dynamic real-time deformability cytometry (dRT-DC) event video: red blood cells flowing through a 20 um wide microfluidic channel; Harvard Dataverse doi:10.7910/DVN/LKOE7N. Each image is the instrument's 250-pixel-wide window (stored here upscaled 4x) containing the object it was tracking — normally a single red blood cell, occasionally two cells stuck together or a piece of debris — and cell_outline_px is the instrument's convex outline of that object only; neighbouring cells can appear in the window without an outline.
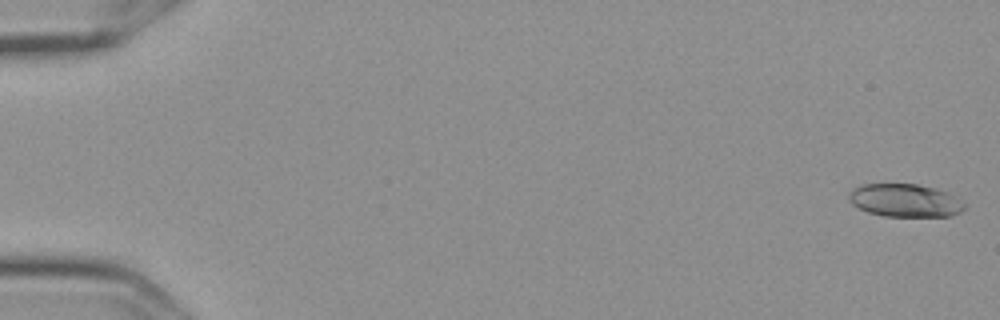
{"species": "Egyptian fruit bat (a non-hibernating species)", "species_latin": "Rousettus aegyptiacus", "temperature_condition": "cold", "stored_images_in_passage": 57, "camera_frame_rate_fps": 3000, "um_per_image_px": 0.085, "frame": {"image": 1, "passage_image": 1, "time_ms": 0.0, "image_size_px": [1000, 320], "cell_outline_px": [[964, 208], [960, 212], [948, 216], [884, 216], [868, 212], [852, 204], [848, 200], [848, 196], [856, 188], [864, 184], [916, 184], [936, 188], [948, 192], [964, 204]], "centroid_in_image_um": [76.92, 17.04], "position_along_channel_um": 8.1, "area_um2": 21.91}}
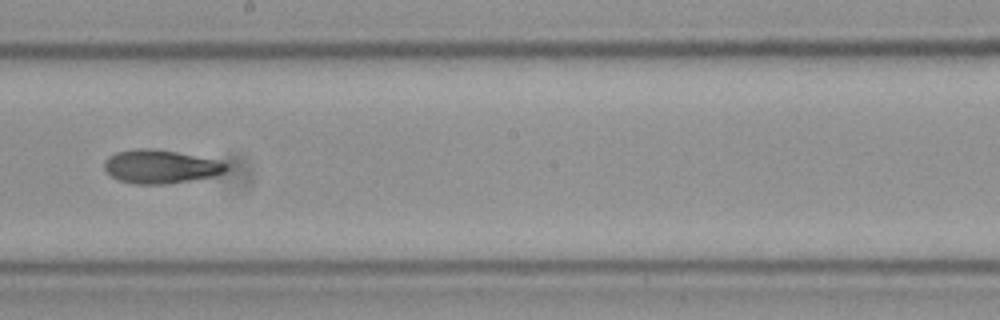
{"frame": {"image": 2, "passage_image": 33, "time_ms": 10.667, "image_size_px": [1000, 320], "cell_outline_px": [[228, 168], [224, 172], [212, 176], [168, 184], [136, 184], [120, 180], [112, 176], [104, 168], [104, 160], [108, 156], [116, 152], [136, 148], [156, 148], [176, 152], [212, 160], [228, 164]], "centroid_in_image_um": [13.58, 14.15], "position_along_channel_um": 234.6, "area_um2": 23.52}}
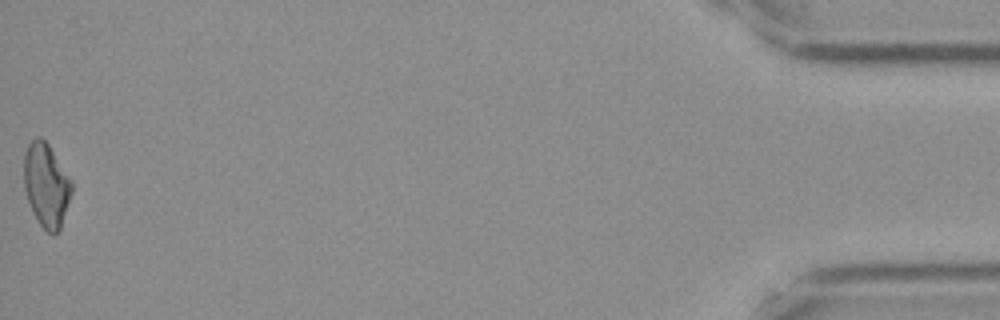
{"frame": {"image": 3, "passage_image": 57, "time_ms": 18.667, "image_size_px": [1000, 320], "cell_outline_px": [[72, 192], [60, 228], [52, 236], [40, 224], [32, 212], [24, 188], [24, 152], [28, 144], [36, 136], [40, 136], [48, 144], [72, 184]], "centroid_in_image_um": [3.9, 15.73], "position_along_channel_um": 431.3, "area_um2": 22.89}, "authors_computed_cell_mechanics": {"area_um2": 23.12, "velocity_mm_per_s": 3.6021, "shape_relaxation_time_tau1_ms": null, "shape_relaxation_time_tau2_ms": 7.1845, "deformation_change_tau1": null, "deformation_change_tau2": 0.1322}}